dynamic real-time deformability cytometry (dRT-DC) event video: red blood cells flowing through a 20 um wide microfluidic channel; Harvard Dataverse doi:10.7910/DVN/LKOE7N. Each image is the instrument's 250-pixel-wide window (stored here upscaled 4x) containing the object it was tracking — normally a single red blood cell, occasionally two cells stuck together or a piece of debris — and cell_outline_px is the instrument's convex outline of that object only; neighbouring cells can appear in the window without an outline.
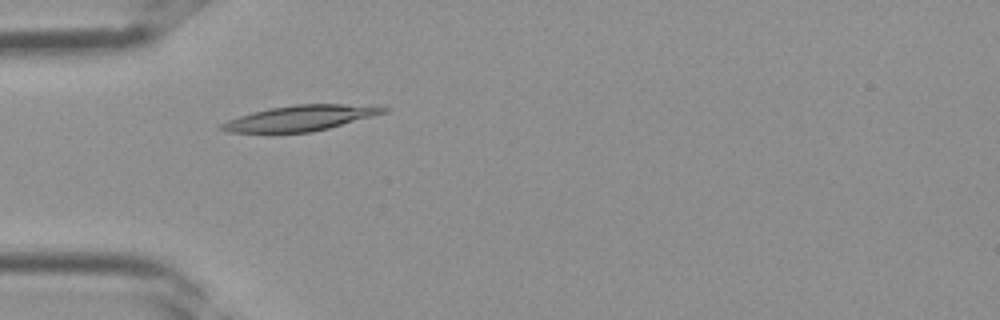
{"species": "Egyptian fruit bat (a non-hibernating species)", "species_latin": "Rousettus aegyptiacus", "temperature_condition": "room temperature", "stored_images_in_passage": 23, "camera_frame_rate_fps": 3000, "um_per_image_px": 0.085, "frame": {"image": 1, "passage_image": 1, "time_ms": 0.0, "image_size_px": [1000, 320], "cell_outline_px": [[392, 108], [388, 112], [328, 128], [312, 132], [228, 132], [220, 128], [220, 124], [228, 120], [252, 112], [268, 108], [296, 104], [380, 104]], "centroid_in_image_um": [25.67, 10.01], "position_along_channel_um": 59.3, "area_um2": 24.22}}
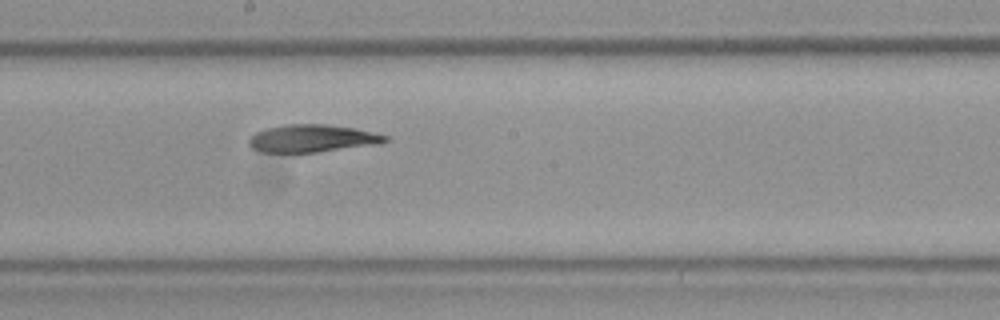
{"frame": {"image": 2, "passage_image": 10, "time_ms": 3.0, "image_size_px": [1000, 320], "cell_outline_px": [[388, 140], [376, 144], [316, 152], [260, 152], [252, 148], [248, 144], [248, 140], [256, 132], [264, 128], [284, 124], [324, 124], [356, 128], [388, 136]], "centroid_in_image_um": [26.48, 11.75], "position_along_channel_um": 221.7, "area_um2": 21.79}}
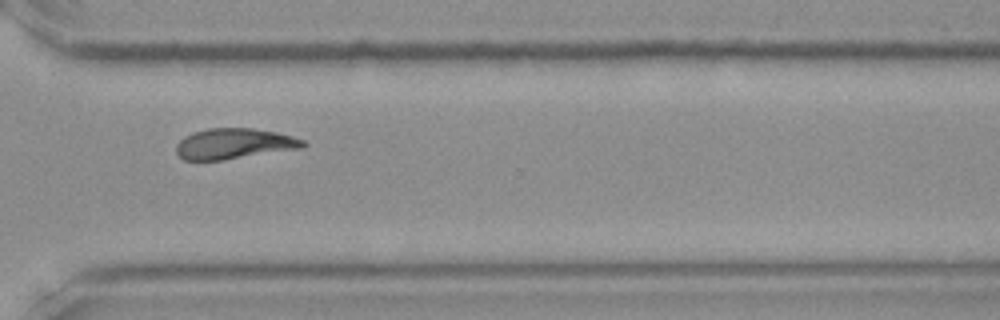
{"frame": {"image": 3, "passage_image": 17, "time_ms": 5.333, "image_size_px": [1000, 320], "cell_outline_px": [[308, 144], [304, 148], [224, 160], [184, 160], [176, 152], [176, 144], [184, 136], [192, 132], [208, 128], [252, 128], [276, 132], [292, 136], [304, 140]], "centroid_in_image_um": [19.92, 12.22], "position_along_channel_um": 350.7, "area_um2": 22.83}}